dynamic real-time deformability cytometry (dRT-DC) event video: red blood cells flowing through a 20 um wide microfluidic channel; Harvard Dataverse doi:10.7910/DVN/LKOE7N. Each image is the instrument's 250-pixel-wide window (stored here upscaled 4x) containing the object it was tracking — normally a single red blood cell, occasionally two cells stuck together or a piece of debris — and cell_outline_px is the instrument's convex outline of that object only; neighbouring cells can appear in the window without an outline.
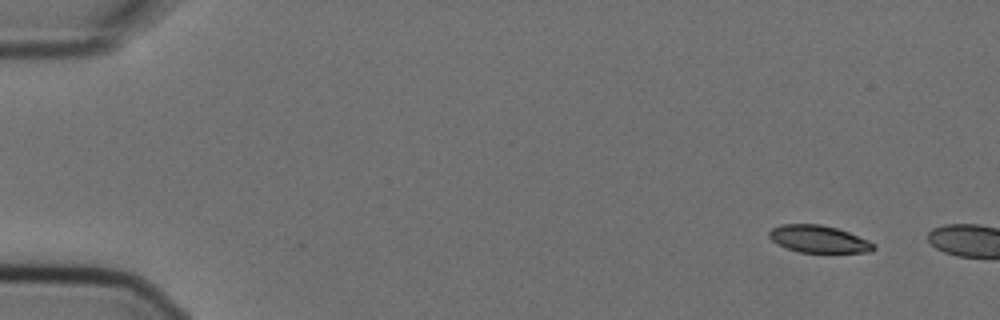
{"species": "Egyptian fruit bat (a non-hibernating species)", "species_latin": "Rousettus aegyptiacus", "temperature_condition": "cold", "stored_images_in_passage": 2, "camera_frame_rate_fps": 3000, "um_per_image_px": 0.085, "animal": {"sex": "female"}, "frame": {"image": 1, "passage_image": 1, "time_ms": 0.0, "image_size_px": [1000, 320], "cell_outline_px": [[876, 248], [872, 252], [800, 252], [776, 244], [768, 236], [768, 232], [772, 228], [780, 224], [820, 224], [836, 228], [848, 232], [868, 240], [876, 244]], "centroid_in_image_um": [69.58, 20.32], "position_along_channel_um": 15.4, "area_um2": 16.59}}